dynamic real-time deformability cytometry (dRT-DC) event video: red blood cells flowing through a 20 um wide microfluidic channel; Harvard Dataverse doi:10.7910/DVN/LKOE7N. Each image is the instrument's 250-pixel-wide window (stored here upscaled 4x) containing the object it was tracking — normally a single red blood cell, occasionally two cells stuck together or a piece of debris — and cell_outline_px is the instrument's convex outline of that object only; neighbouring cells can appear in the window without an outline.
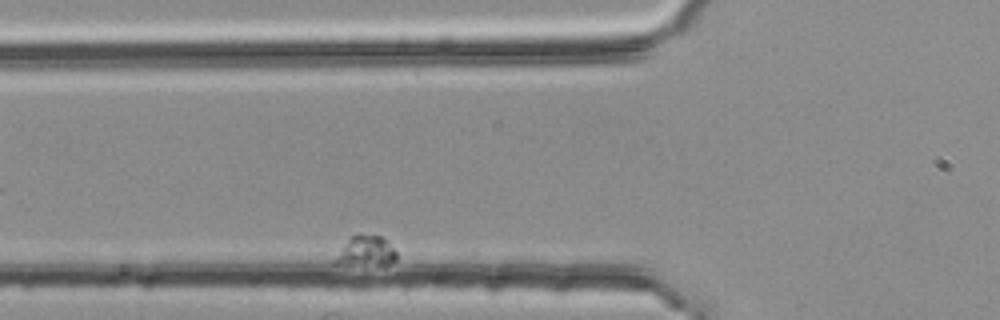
{"species": "common noctule bat (a hibernating species)", "species_latin": "Nyctalus noctula", "temperature_condition": "room temperature", "stored_images_in_passage": 46, "camera_frame_rate_fps": 3000, "um_per_image_px": 0.085, "animal": {"sex": "female", "body_mass_g": 25.1}, "frame": {"image": 1, "passage_image": 10, "time_ms": 3.0, "image_size_px": [1000, 320], "cell_outline_px": [[396, 260], [388, 264], [332, 264], [332, 260], [344, 244], [352, 236], [360, 232], [380, 236], [396, 252]], "centroid_in_image_um": [31.05, 21.33], "position_along_channel_um": 94.8, "area_um2": 10.69}}
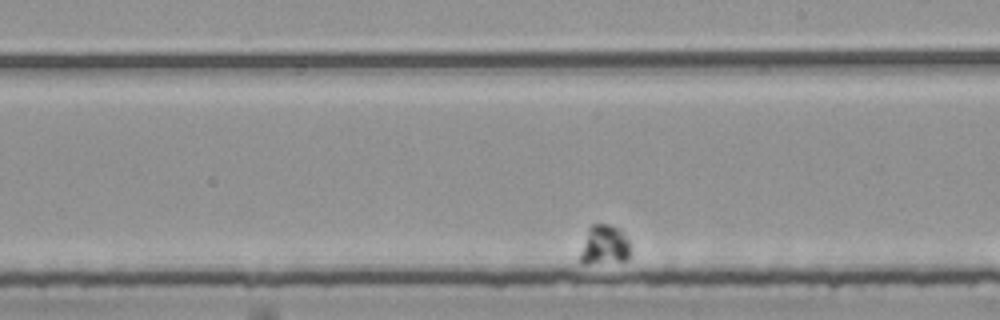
{"frame": {"image": 2, "passage_image": 31, "time_ms": 10.0, "image_size_px": [1000, 320], "cell_outline_px": [[632, 252], [628, 260], [588, 264], [580, 264], [576, 260], [588, 228], [592, 224], [608, 224], [620, 228], [624, 232], [632, 248]], "centroid_in_image_um": [51.36, 20.85], "position_along_channel_um": 237.6, "area_um2": 12.25}}
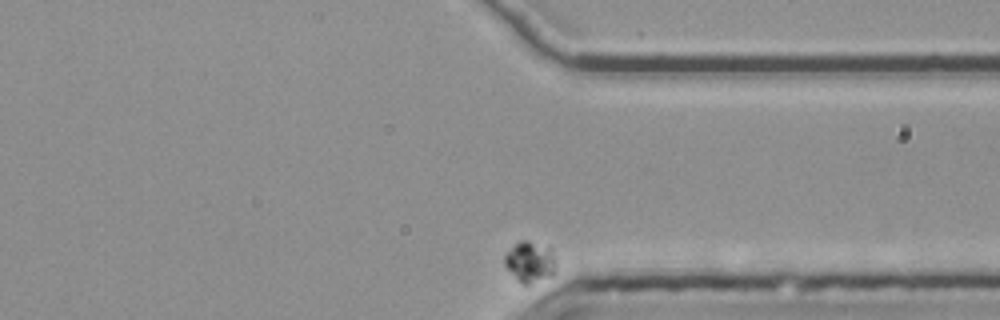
{"frame": {"image": 3, "passage_image": 46, "time_ms": 15.0, "image_size_px": [1000, 320], "cell_outline_px": [[556, 272], [552, 276], [528, 284], [520, 284], [516, 280], [504, 264], [504, 256], [520, 240], [528, 240], [552, 248], [556, 260]], "centroid_in_image_um": [45.09, 22.27], "position_along_channel_um": 366.3, "area_um2": 12.43}, "authors_computed_cell_mechanics": {"area_um2": 11.849, "velocity_mm_per_s": 2.211, "shape_relaxation_time_tau1_ms": 2.7051, "shape_relaxation_time_tau2_ms": null, "deformation_change_tau1": 0.0704, "deformation_change_tau2": null}}